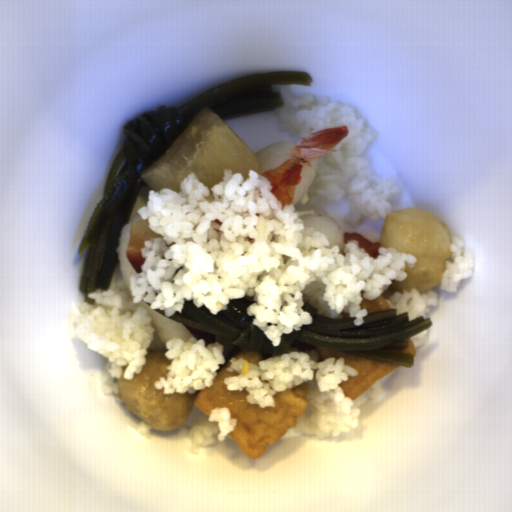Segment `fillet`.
Masks as SVG:
<instances>
[{
    "label": "fillet",
    "instance_id": "1",
    "mask_svg": "<svg viewBox=\"0 0 512 512\" xmlns=\"http://www.w3.org/2000/svg\"><path fill=\"white\" fill-rule=\"evenodd\" d=\"M157 237L163 236L150 229L148 219L141 218L130 225L126 251L128 260L136 274L142 271L141 267L145 260L141 251V248H144V241Z\"/></svg>",
    "mask_w": 512,
    "mask_h": 512
},
{
    "label": "fillet",
    "instance_id": "2",
    "mask_svg": "<svg viewBox=\"0 0 512 512\" xmlns=\"http://www.w3.org/2000/svg\"><path fill=\"white\" fill-rule=\"evenodd\" d=\"M192 335V337H195L196 340H204L205 341V347L209 346L210 344L216 342V334L206 333L200 330H196L187 326H184Z\"/></svg>",
    "mask_w": 512,
    "mask_h": 512
}]
</instances>
